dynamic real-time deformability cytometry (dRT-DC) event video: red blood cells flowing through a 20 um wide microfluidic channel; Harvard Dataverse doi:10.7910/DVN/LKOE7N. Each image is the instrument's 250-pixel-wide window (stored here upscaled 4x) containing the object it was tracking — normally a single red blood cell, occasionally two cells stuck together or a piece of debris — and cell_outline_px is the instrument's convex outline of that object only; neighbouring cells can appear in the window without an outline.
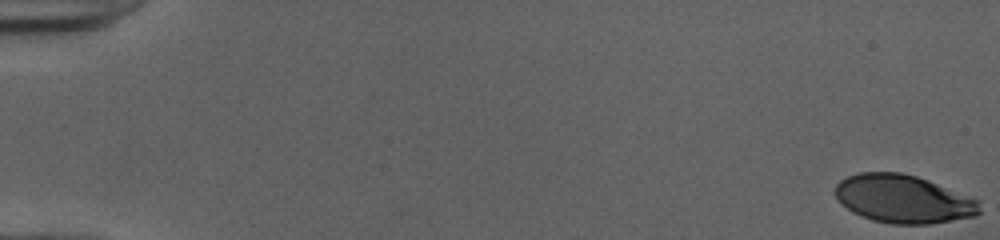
{"species": "human", "species_latin": "Homo sapiens", "temperature_condition": "cold", "stored_images_in_passage": 46, "camera_frame_rate_fps": 3000, "um_per_image_px": 0.085, "donor": {"sex": "female"}, "frame": {"image": 1, "passage_image": 1, "time_ms": 0.0, "image_size_px": [1000, 240], "cell_outline_px": [[980, 212], [976, 216], [928, 224], [892, 224], [872, 220], [852, 212], [836, 196], [836, 184], [840, 180], [848, 176], [860, 172], [900, 172], [916, 176], [928, 180], [972, 196], [980, 200]], "centroid_in_image_um": [76.83, 16.91], "position_along_channel_um": 8.2, "area_um2": 40.52}}
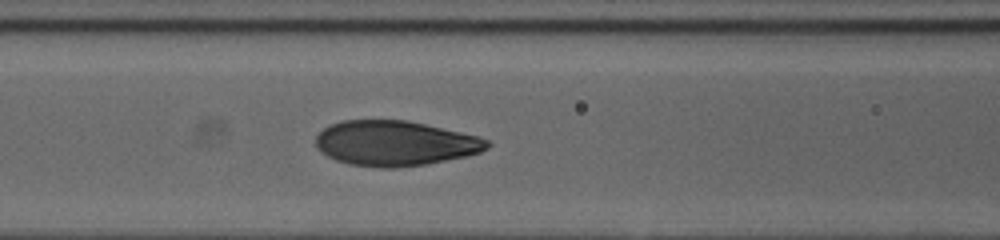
{"frame": {"image": 2, "passage_image": 24, "time_ms": 7.667, "image_size_px": [1000, 240], "cell_outline_px": [[492, 144], [488, 148], [480, 152], [468, 156], [424, 164], [392, 168], [380, 168], [348, 164], [336, 160], [320, 152], [316, 148], [316, 136], [324, 128], [332, 124], [344, 120], [408, 120], [460, 132], [476, 136], [488, 140]], "centroid_in_image_um": [33.56, 12.18], "position_along_channel_um": 133.0, "area_um2": 44.97}}
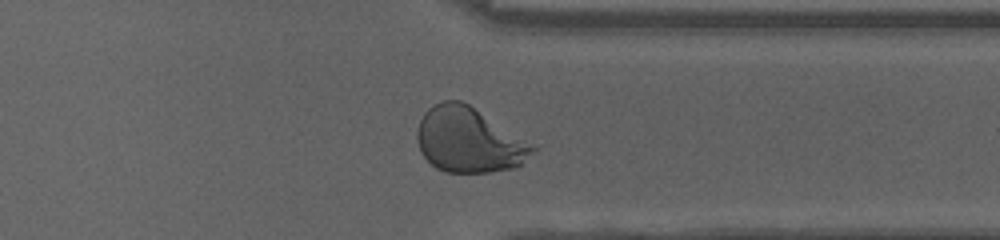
{"frame": {"image": 3, "passage_image": 42, "time_ms": 13.667, "image_size_px": [1000, 240], "cell_outline_px": [[540, 148], [516, 168], [488, 172], [444, 172], [436, 168], [420, 152], [416, 136], [416, 132], [420, 120], [424, 112], [428, 108], [444, 100], [460, 100], [468, 104], [536, 144]], "centroid_in_image_um": [39.9, 11.91], "position_along_channel_um": 371.5, "area_um2": 44.16}, "authors_computed_cell_mechanics": {"area_um2": 44.0147, "velocity_mm_per_s": 3.9783, "shape_relaxation_time_tau1_ms": 4.0483, "shape_relaxation_time_tau2_ms": null, "deformation_change_tau1": 0.2319, "deformation_change_tau2": null}}